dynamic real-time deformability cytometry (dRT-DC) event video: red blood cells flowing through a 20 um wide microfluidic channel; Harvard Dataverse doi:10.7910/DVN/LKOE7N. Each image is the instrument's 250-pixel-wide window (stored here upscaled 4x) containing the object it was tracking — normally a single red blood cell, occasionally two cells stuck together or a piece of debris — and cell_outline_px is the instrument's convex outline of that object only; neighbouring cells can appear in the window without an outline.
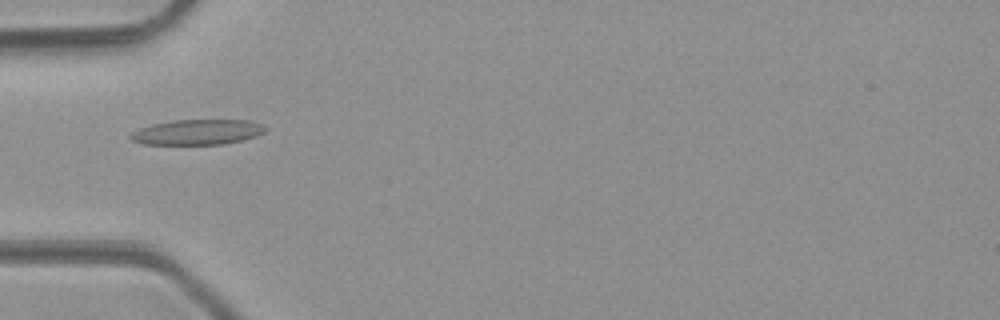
{"species": "common noctule bat (a hibernating species)", "species_latin": "Nyctalus noctula", "temperature_condition": "room temperature", "stored_images_in_passage": 35, "camera_frame_rate_fps": 3000, "um_per_image_px": 0.085, "animal": {"sex": "male", "body_mass_g": 23.1, "forearm_length_mm": 52.7}, "frame": {"image": 1, "passage_image": 3, "time_ms": 0.667, "image_size_px": [1000, 320], "cell_outline_px": [[268, 128], [264, 132], [256, 136], [224, 144], [140, 144], [132, 140], [128, 136], [132, 132], [140, 128], [152, 124], [172, 120], [248, 120], [260, 124]], "centroid_in_image_um": [16.75, 11.23], "position_along_channel_um": 68.3, "area_um2": 19.77}}
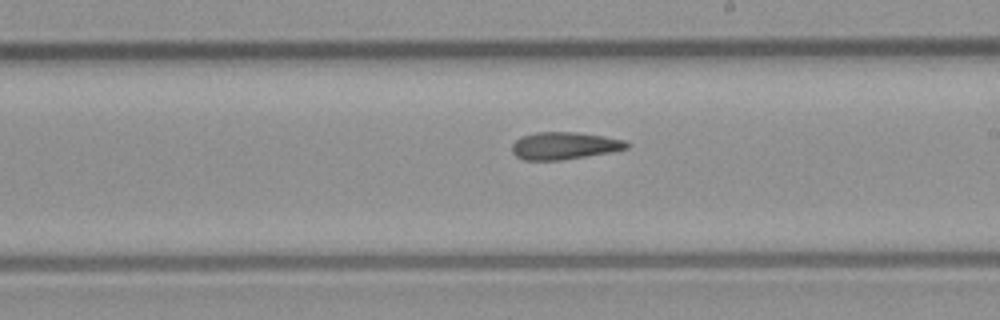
{"frame": {"image": 2, "passage_image": 15, "time_ms": 4.667, "image_size_px": [1000, 320], "cell_outline_px": [[628, 148], [608, 152], [560, 160], [524, 160], [516, 156], [512, 152], [512, 144], [520, 136], [536, 132], [576, 132], [604, 136], [624, 140], [628, 144]], "centroid_in_image_um": [47.91, 12.38], "position_along_channel_um": 241.1, "area_um2": 18.09}}
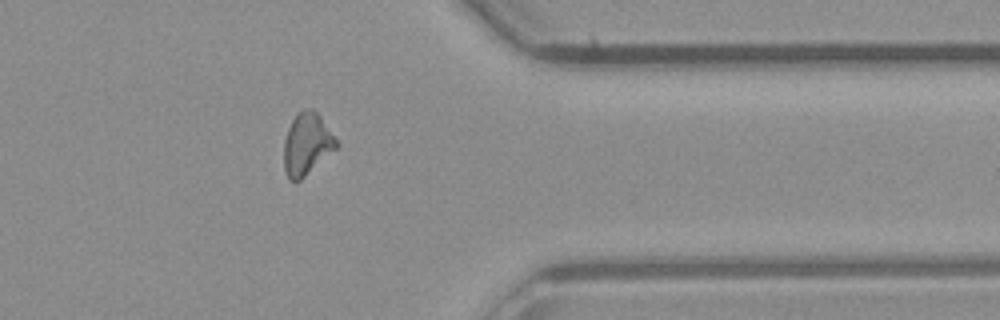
{"frame": {"image": 3, "passage_image": 26, "time_ms": 8.333, "image_size_px": [1000, 320], "cell_outline_px": [[340, 144], [336, 148], [300, 180], [288, 180], [284, 172], [284, 140], [288, 128], [292, 120], [304, 108], [312, 108], [320, 116]], "centroid_in_image_um": [26.07, 12.25], "position_along_channel_um": 385.3, "area_um2": 18.73}}